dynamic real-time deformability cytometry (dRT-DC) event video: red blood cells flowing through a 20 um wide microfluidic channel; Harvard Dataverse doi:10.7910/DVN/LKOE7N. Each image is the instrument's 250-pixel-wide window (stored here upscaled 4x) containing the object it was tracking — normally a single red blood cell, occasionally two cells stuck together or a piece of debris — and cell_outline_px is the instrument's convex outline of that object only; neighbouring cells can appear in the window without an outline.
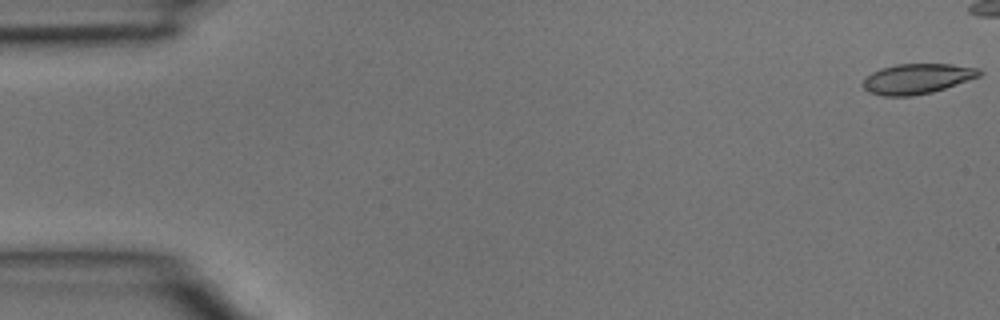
{"species": "common noctule bat (a hibernating species)", "species_latin": "Nyctalus noctula", "temperature_condition": "room temperature", "stored_images_in_passage": 5, "camera_frame_rate_fps": 3000, "um_per_image_px": 0.085, "animal": {"sex": "male", "body_mass_g": 15.6}, "frame": {"image": 1, "passage_image": 1, "time_ms": 0.0, "image_size_px": [1000, 320], "cell_outline_px": [[984, 72], [980, 76], [932, 92], [912, 96], [884, 96], [868, 92], [860, 84], [872, 72], [880, 68], [896, 64], [952, 64], [980, 68]], "centroid_in_image_um": [77.95, 6.69], "position_along_channel_um": 7.0, "area_um2": 20.52}}